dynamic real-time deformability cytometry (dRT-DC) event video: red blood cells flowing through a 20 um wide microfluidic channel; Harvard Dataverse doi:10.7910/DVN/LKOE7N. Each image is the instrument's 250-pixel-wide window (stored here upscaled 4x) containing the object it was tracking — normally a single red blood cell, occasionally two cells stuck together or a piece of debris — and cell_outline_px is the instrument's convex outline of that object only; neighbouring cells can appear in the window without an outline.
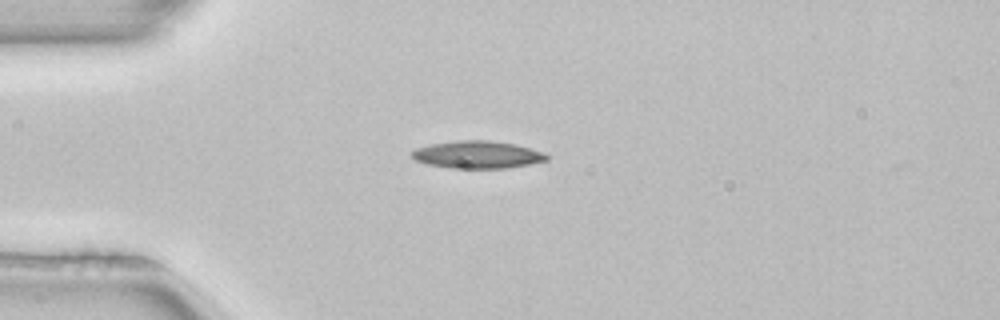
{"species": "common noctule bat (a hibernating species)", "species_latin": "Nyctalus noctula", "temperature_condition": "room temperature", "stored_images_in_passage": 3, "camera_frame_rate_fps": 3000, "um_per_image_px": 0.085, "animal": {"sex": "female", "body_mass_g": 22.7, "forearm_length_mm": 54.2}, "frame": {"image": 1, "passage_image": 2, "time_ms": 0.333, "image_size_px": [1000, 320], "cell_outline_px": [[548, 160], [508, 168], [452, 168], [428, 164], [416, 160], [408, 152], [416, 148], [432, 144], [456, 140], [488, 140], [516, 144], [544, 152], [548, 156]], "centroid_in_image_um": [40.58, 13.14], "position_along_channel_um": 44.4, "area_um2": 21.56}}
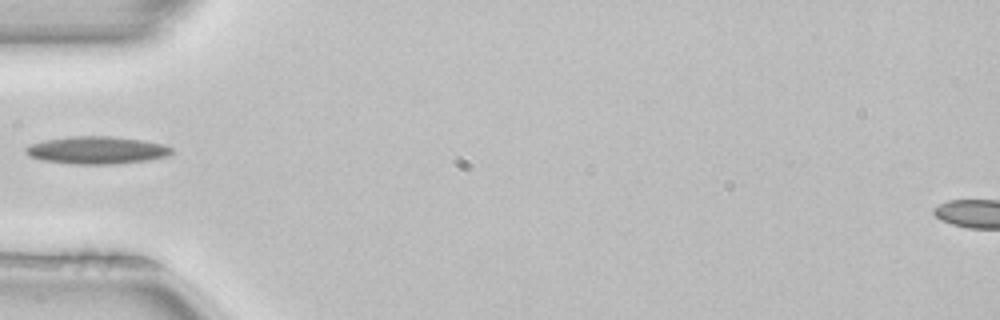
{"frame": {"image": 2, "passage_image": 3, "time_ms": 0.667, "image_size_px": [1000, 320], "cell_outline_px": [[172, 152], [168, 156], [148, 160], [112, 164], [72, 164], [40, 160], [28, 156], [24, 152], [24, 148], [28, 144], [44, 140], [72, 136], [108, 136], [140, 140], [164, 144], [172, 148]], "centroid_in_image_um": [8.16, 12.77], "position_along_channel_um": 76.8, "area_um2": 23.52}}